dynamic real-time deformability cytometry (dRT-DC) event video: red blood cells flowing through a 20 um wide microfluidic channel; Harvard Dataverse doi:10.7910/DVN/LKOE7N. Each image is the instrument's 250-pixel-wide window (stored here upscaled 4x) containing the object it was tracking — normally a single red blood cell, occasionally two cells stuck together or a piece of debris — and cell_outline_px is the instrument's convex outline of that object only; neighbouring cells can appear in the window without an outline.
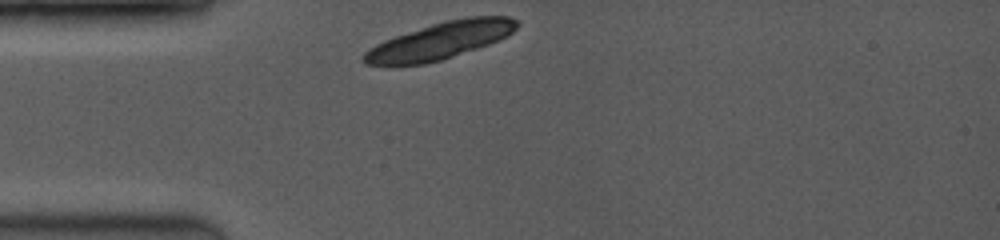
{"species": "common noctule bat (a hibernating species)", "species_latin": "Nyctalus noctula", "temperature_condition": "room temperature", "stored_images_in_passage": 4, "camera_frame_rate_fps": 3500, "um_per_image_px": 0.085, "animal": {"sex": "female", "body_mass_g": 19.0, "forearm_length_mm": 53.3}, "frame": {"image": 1, "passage_image": 1, "time_ms": 0.0, "image_size_px": [1000, 240], "cell_outline_px": [[520, 24], [512, 32], [488, 44], [440, 60], [424, 64], [364, 64], [360, 60], [360, 56], [364, 52], [376, 44], [384, 40], [444, 20], [468, 16], [508, 16], [516, 20]], "centroid_in_image_um": [37.39, 3.44], "position_along_channel_um": 47.6, "area_um2": 32.37}}